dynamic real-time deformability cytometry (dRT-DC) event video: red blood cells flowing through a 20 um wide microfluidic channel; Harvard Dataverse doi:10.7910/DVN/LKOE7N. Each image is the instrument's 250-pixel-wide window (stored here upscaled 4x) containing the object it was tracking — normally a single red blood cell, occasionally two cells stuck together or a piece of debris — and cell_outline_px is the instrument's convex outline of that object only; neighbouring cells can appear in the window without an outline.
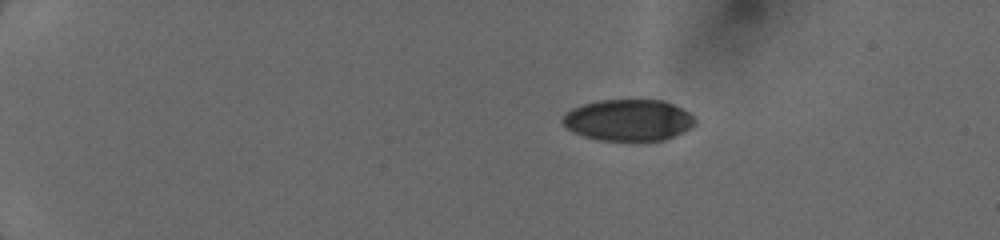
{"species": "human", "species_latin": "Homo sapiens", "temperature_condition": "cold", "stored_images_in_passage": 55, "camera_frame_rate_fps": 3000, "um_per_image_px": 0.085, "donor": {"sex": "female"}, "frame": {"image": 1, "passage_image": 1, "time_ms": 0.0, "image_size_px": [1000, 240], "cell_outline_px": [[696, 124], [664, 140], [600, 140], [584, 136], [572, 132], [560, 120], [564, 112], [572, 108], [596, 100], [664, 100], [688, 112], [696, 120]], "centroid_in_image_um": [53.36, 10.2], "position_along_channel_um": 31.6, "area_um2": 31.79}}
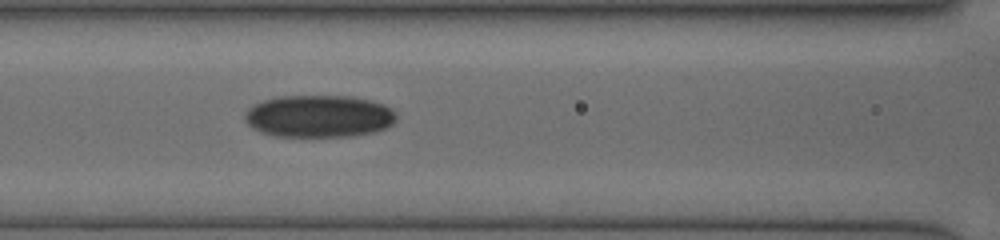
{"frame": {"image": 2, "passage_image": 24, "time_ms": 5.0, "image_size_px": [1000, 240], "cell_outline_px": [[396, 120], [388, 128], [376, 132], [356, 136], [272, 136], [260, 132], [252, 128], [244, 120], [244, 112], [252, 104], [264, 100], [280, 96], [352, 96], [384, 104], [396, 112]], "centroid_in_image_um": [27.1, 9.88], "position_along_channel_um": 139.5, "area_um2": 37.8}}
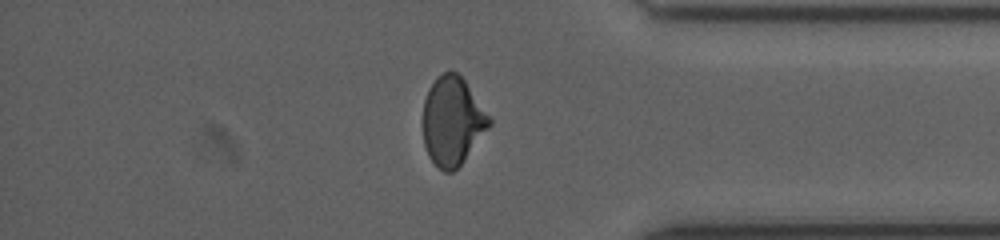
{"frame": {"image": 3, "passage_image": 45, "time_ms": 11.333, "image_size_px": [1000, 240], "cell_outline_px": [[492, 124], [460, 164], [452, 172], [444, 172], [428, 156], [424, 144], [424, 100], [428, 88], [436, 76], [444, 72], [456, 72], [464, 80], [492, 120]], "centroid_in_image_um": [38.44, 10.28], "position_along_channel_um": 396.8, "area_um2": 33.64}}